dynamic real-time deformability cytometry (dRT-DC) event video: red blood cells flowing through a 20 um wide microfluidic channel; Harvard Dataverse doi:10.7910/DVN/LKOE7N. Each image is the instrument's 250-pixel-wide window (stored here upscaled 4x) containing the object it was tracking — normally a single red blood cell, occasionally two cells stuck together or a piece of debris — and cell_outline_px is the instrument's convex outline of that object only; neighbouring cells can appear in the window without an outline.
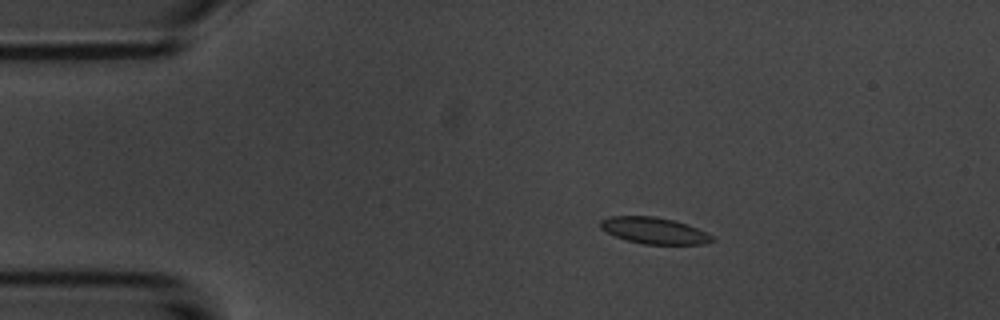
{"species": "common noctule bat (a hibernating species)", "species_latin": "Nyctalus noctula", "temperature_condition": "room temperature", "stored_images_in_passage": 6, "camera_frame_rate_fps": 3000, "um_per_image_px": 0.085, "animal": {"sex": "male", "body_mass_g": 20.1, "forearm_length_mm": 53.5}, "frame": {"image": 1, "passage_image": 3, "time_ms": 2.333, "image_size_px": [1000, 320], "cell_outline_px": [[716, 240], [704, 244], [644, 244], [628, 240], [616, 236], [600, 228], [600, 220], [608, 216], [656, 216], [676, 220], [688, 224], [712, 236]], "centroid_in_image_um": [55.61, 19.58], "position_along_channel_um": 29.4, "area_um2": 17.17}}
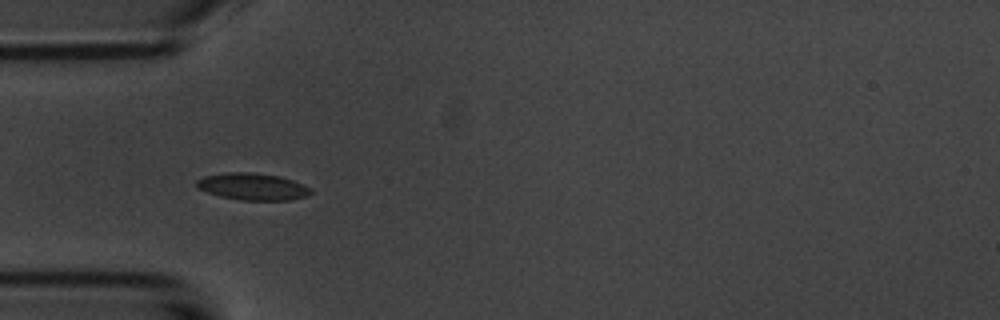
{"frame": {"image": 2, "passage_image": 5, "time_ms": 4.667, "image_size_px": [1000, 320], "cell_outline_px": [[312, 192], [308, 196], [288, 200], [240, 200], [220, 196], [196, 188], [196, 180], [204, 176], [228, 172], [252, 172], [280, 176], [292, 180], [308, 188]], "centroid_in_image_um": [21.43, 15.86], "position_along_channel_um": 63.6, "area_um2": 17.8}}